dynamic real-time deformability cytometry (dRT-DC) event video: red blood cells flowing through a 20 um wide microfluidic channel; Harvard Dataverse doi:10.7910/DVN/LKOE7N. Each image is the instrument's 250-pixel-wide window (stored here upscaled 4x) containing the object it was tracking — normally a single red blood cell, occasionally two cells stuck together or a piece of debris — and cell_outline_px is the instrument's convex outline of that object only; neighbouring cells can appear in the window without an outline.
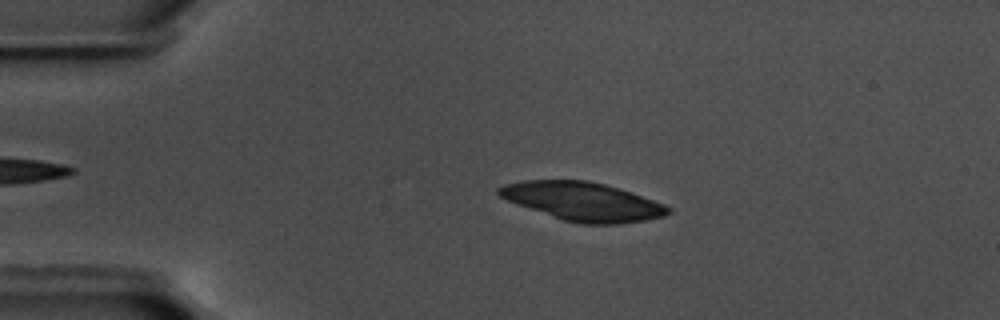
{"species": "common noctule bat (a hibernating species)", "species_latin": "Nyctalus noctula", "temperature_condition": "warm", "stored_images_in_passage": 3, "camera_frame_rate_fps": 3000, "um_per_image_px": 0.085, "animal": {"sex": "male", "body_mass_g": 17.5, "forearm_length_mm": 52.3}, "frame": {"image": 1, "passage_image": 3, "time_ms": 0.667, "image_size_px": [1000, 320], "cell_outline_px": [[664, 212], [648, 216], [624, 220], [580, 220], [568, 216], [616, 192], [620, 192], [632, 196], [664, 208]], "centroid_in_image_um": [52.51, 17.75], "position_along_channel_um": 32.5, "area_um2": 11.56}}